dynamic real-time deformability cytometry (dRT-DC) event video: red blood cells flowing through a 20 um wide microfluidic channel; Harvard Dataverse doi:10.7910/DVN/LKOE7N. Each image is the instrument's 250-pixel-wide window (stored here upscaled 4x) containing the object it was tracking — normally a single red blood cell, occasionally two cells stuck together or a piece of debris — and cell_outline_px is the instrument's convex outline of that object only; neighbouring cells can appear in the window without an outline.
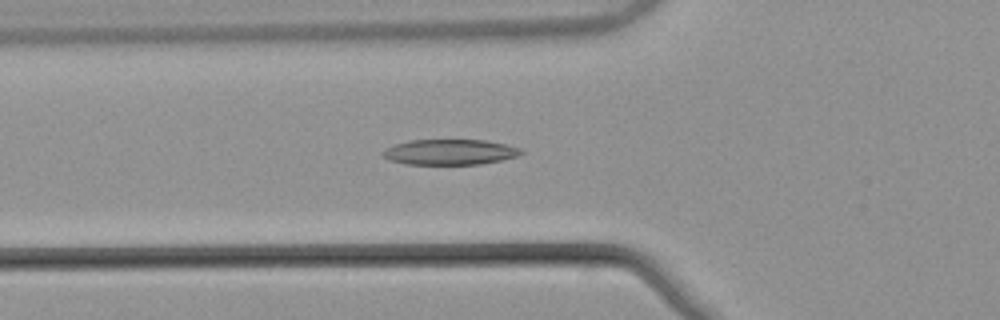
{"species": "common noctule bat (a hibernating species)", "species_latin": "Nyctalus noctula", "temperature_condition": "warm", "stored_images_in_passage": 53, "camera_frame_rate_fps": 3000, "um_per_image_px": 0.085, "animal": {"sex": "male", "body_mass_g": 21.5, "forearm_length_mm": 52.0}, "frame": {"image": 1, "passage_image": 19, "time_ms": 6.0, "image_size_px": [1000, 320], "cell_outline_px": [[524, 152], [516, 156], [500, 160], [480, 164], [404, 164], [388, 160], [380, 152], [396, 144], [412, 140], [484, 140], [504, 144], [520, 148]], "centroid_in_image_um": [38.21, 12.93], "position_along_channel_um": 87.6, "area_um2": 20.29}}
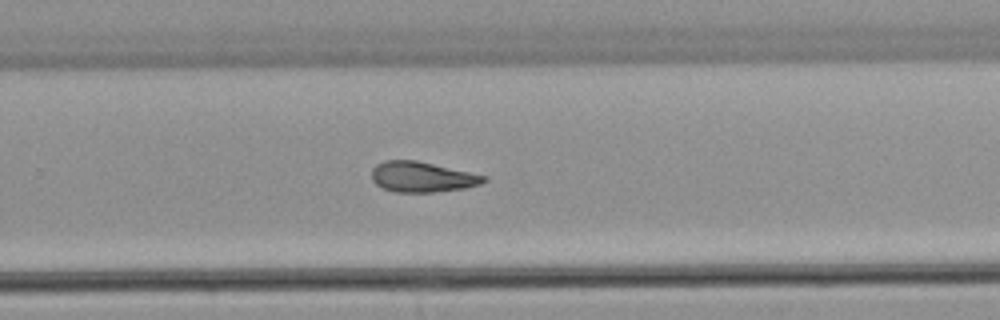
{"frame": {"image": 2, "passage_image": 35, "time_ms": 11.333, "image_size_px": [1000, 320], "cell_outline_px": [[488, 180], [480, 184], [464, 188], [432, 192], [396, 192], [384, 188], [376, 184], [372, 180], [372, 168], [376, 164], [384, 160], [416, 160], [488, 176]], "centroid_in_image_um": [35.88, 15.03], "position_along_channel_um": 293.9, "area_um2": 19.83}}
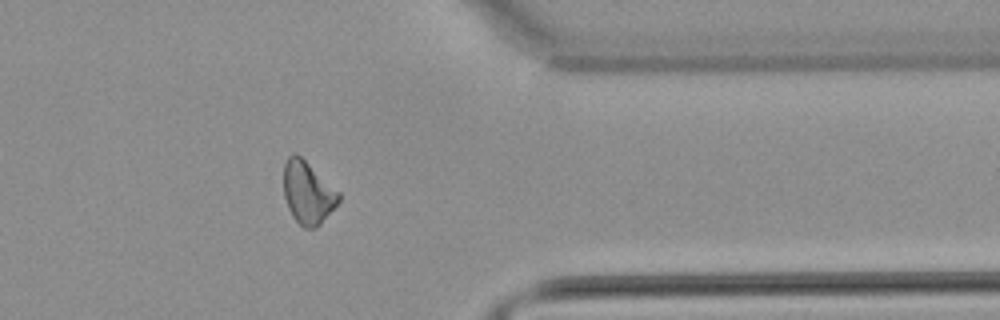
{"frame": {"image": 3, "passage_image": 43, "time_ms": 14.0, "image_size_px": [1000, 320], "cell_outline_px": [[340, 200], [320, 224], [316, 228], [304, 228], [292, 216], [288, 208], [284, 196], [284, 164], [288, 156], [292, 152], [296, 152], [340, 192]], "centroid_in_image_um": [26.15, 16.36], "position_along_channel_um": 385.2, "area_um2": 20.0}, "authors_computed_cell_mechanics": {"area_um2": 20.3456, "velocity_mm_per_s": 3.8696, "shape_relaxation_time_tau1_ms": null, "shape_relaxation_time_tau2_ms": 5.9505, "deformation_change_tau1": null, "deformation_change_tau2": 0.1563}}